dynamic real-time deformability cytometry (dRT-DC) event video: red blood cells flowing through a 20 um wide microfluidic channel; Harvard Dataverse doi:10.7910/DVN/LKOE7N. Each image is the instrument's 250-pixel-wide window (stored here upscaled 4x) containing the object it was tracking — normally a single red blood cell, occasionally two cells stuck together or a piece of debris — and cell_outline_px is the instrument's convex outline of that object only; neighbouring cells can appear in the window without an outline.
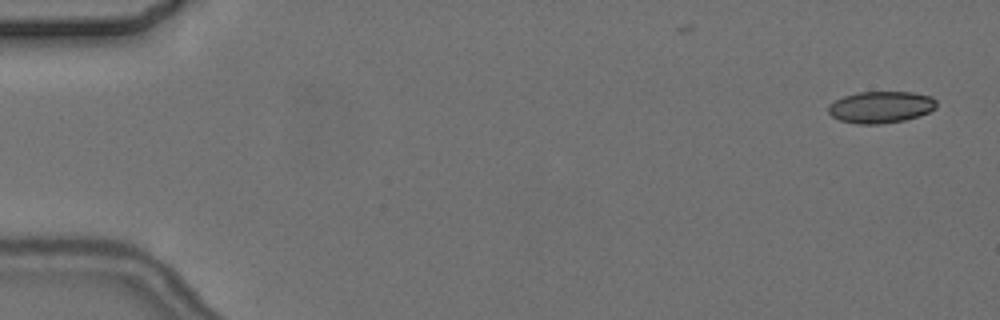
{"species": "common noctule bat (a hibernating species)", "species_latin": "Nyctalus noctula", "temperature_condition": "cold", "stored_images_in_passage": 6, "camera_frame_rate_fps": 3000, "um_per_image_px": 0.085, "animal": {"sex": "female", "body_mass_g": 24.6, "forearm_length_mm": 56.2}, "frame": {"image": 1, "passage_image": 1, "time_ms": 0.0, "image_size_px": [1000, 320], "cell_outline_px": [[936, 108], [928, 112], [904, 120], [884, 124], [856, 124], [840, 120], [832, 116], [828, 112], [828, 104], [844, 96], [856, 92], [912, 92], [932, 96], [936, 100]], "centroid_in_image_um": [74.85, 9.1], "position_along_channel_um": 10.1, "area_um2": 20.06}}